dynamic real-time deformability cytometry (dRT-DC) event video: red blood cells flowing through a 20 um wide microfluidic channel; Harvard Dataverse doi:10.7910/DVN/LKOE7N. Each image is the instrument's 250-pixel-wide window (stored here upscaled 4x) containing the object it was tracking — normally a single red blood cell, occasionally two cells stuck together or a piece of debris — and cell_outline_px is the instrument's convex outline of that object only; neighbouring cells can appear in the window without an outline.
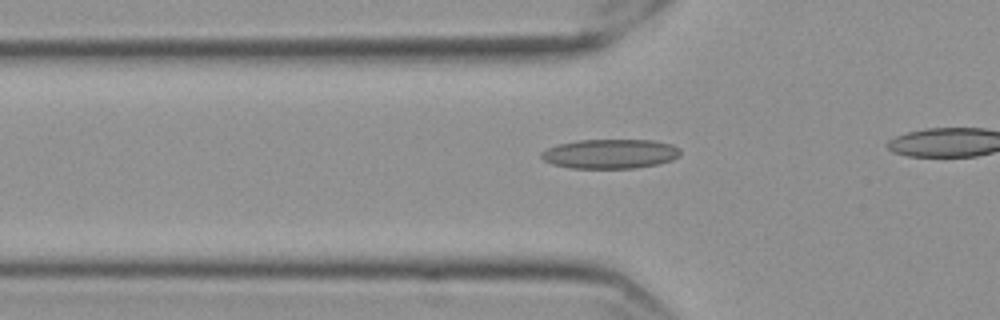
{"species": "Egyptian fruit bat (a non-hibernating species)", "species_latin": "Rousettus aegyptiacus", "temperature_condition": "cold", "stored_images_in_passage": 42, "camera_frame_rate_fps": 3000, "um_per_image_px": 0.085, "frame": {"image": 1, "passage_image": 15, "time_ms": 4.667, "image_size_px": [1000, 320], "cell_outline_px": [[680, 156], [672, 160], [656, 164], [636, 168], [568, 168], [552, 164], [544, 160], [540, 156], [540, 152], [556, 144], [576, 140], [652, 140], [672, 144], [680, 148]], "centroid_in_image_um": [51.85, 13.07], "position_along_channel_um": 74.0, "area_um2": 24.04}}
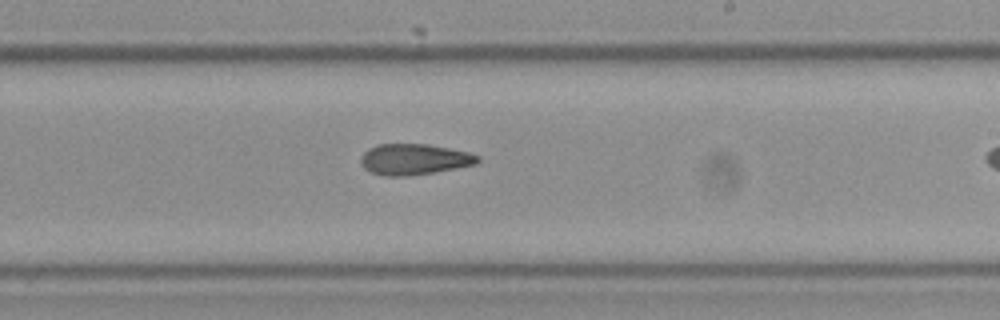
{"frame": {"image": 2, "passage_image": 30, "time_ms": 9.667, "image_size_px": [1000, 320], "cell_outline_px": [[480, 160], [476, 164], [432, 172], [408, 176], [384, 176], [372, 172], [364, 168], [360, 160], [360, 156], [368, 148], [376, 144], [428, 144], [468, 152], [480, 156]], "centroid_in_image_um": [35.17, 13.53], "position_along_channel_um": 253.8, "area_um2": 20.98}}
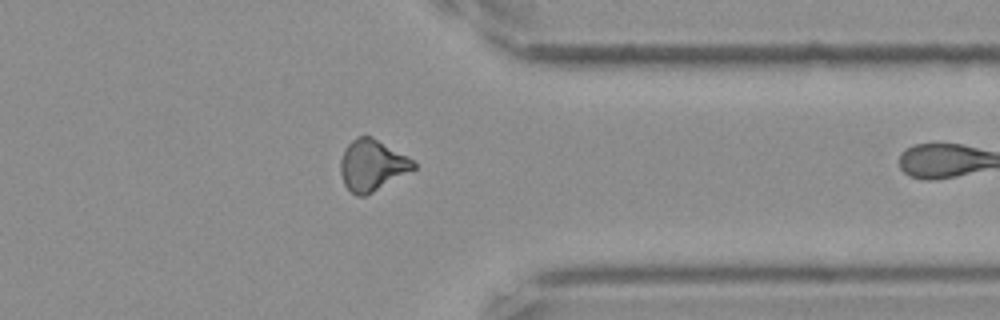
{"frame": {"image": 3, "passage_image": 41, "time_ms": 13.333, "image_size_px": [1000, 320], "cell_outline_px": [[416, 168], [372, 192], [364, 196], [356, 196], [344, 184], [340, 172], [340, 160], [344, 148], [356, 136], [372, 136], [412, 160], [416, 164]], "centroid_in_image_um": [31.58, 14.04], "position_along_channel_um": 379.8, "area_um2": 21.44}}